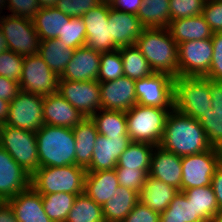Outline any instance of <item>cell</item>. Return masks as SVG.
Masks as SVG:
<instances>
[{
	"mask_svg": "<svg viewBox=\"0 0 222 222\" xmlns=\"http://www.w3.org/2000/svg\"><path fill=\"white\" fill-rule=\"evenodd\" d=\"M119 186L115 169L86 172L84 193L101 206L115 195Z\"/></svg>",
	"mask_w": 222,
	"mask_h": 222,
	"instance_id": "cb8c5ba5",
	"label": "cell"
},
{
	"mask_svg": "<svg viewBox=\"0 0 222 222\" xmlns=\"http://www.w3.org/2000/svg\"><path fill=\"white\" fill-rule=\"evenodd\" d=\"M40 167H61L75 164V138L67 127L44 124L36 131Z\"/></svg>",
	"mask_w": 222,
	"mask_h": 222,
	"instance_id": "3957f363",
	"label": "cell"
},
{
	"mask_svg": "<svg viewBox=\"0 0 222 222\" xmlns=\"http://www.w3.org/2000/svg\"><path fill=\"white\" fill-rule=\"evenodd\" d=\"M139 202V194L131 189L119 186L115 195L102 206L105 222H122Z\"/></svg>",
	"mask_w": 222,
	"mask_h": 222,
	"instance_id": "83f0119b",
	"label": "cell"
},
{
	"mask_svg": "<svg viewBox=\"0 0 222 222\" xmlns=\"http://www.w3.org/2000/svg\"><path fill=\"white\" fill-rule=\"evenodd\" d=\"M154 147L149 143L131 142L120 155L115 168L150 170Z\"/></svg>",
	"mask_w": 222,
	"mask_h": 222,
	"instance_id": "836d02e7",
	"label": "cell"
},
{
	"mask_svg": "<svg viewBox=\"0 0 222 222\" xmlns=\"http://www.w3.org/2000/svg\"><path fill=\"white\" fill-rule=\"evenodd\" d=\"M72 130L76 142L75 165L87 169L92 160L98 130L91 117L82 119Z\"/></svg>",
	"mask_w": 222,
	"mask_h": 222,
	"instance_id": "d4e9b609",
	"label": "cell"
},
{
	"mask_svg": "<svg viewBox=\"0 0 222 222\" xmlns=\"http://www.w3.org/2000/svg\"><path fill=\"white\" fill-rule=\"evenodd\" d=\"M160 222H203L182 191L174 196L168 208L160 214Z\"/></svg>",
	"mask_w": 222,
	"mask_h": 222,
	"instance_id": "8d00e7d4",
	"label": "cell"
},
{
	"mask_svg": "<svg viewBox=\"0 0 222 222\" xmlns=\"http://www.w3.org/2000/svg\"><path fill=\"white\" fill-rule=\"evenodd\" d=\"M122 222H160V213L139 201Z\"/></svg>",
	"mask_w": 222,
	"mask_h": 222,
	"instance_id": "681fc988",
	"label": "cell"
},
{
	"mask_svg": "<svg viewBox=\"0 0 222 222\" xmlns=\"http://www.w3.org/2000/svg\"><path fill=\"white\" fill-rule=\"evenodd\" d=\"M213 56L211 38L178 44V76L205 77Z\"/></svg>",
	"mask_w": 222,
	"mask_h": 222,
	"instance_id": "5bb4252c",
	"label": "cell"
},
{
	"mask_svg": "<svg viewBox=\"0 0 222 222\" xmlns=\"http://www.w3.org/2000/svg\"><path fill=\"white\" fill-rule=\"evenodd\" d=\"M182 192L203 222H210L219 213L218 203L211 185L186 189Z\"/></svg>",
	"mask_w": 222,
	"mask_h": 222,
	"instance_id": "f546056e",
	"label": "cell"
},
{
	"mask_svg": "<svg viewBox=\"0 0 222 222\" xmlns=\"http://www.w3.org/2000/svg\"><path fill=\"white\" fill-rule=\"evenodd\" d=\"M209 91L211 95V108L214 111H222V81L209 79Z\"/></svg>",
	"mask_w": 222,
	"mask_h": 222,
	"instance_id": "816d5d0a",
	"label": "cell"
},
{
	"mask_svg": "<svg viewBox=\"0 0 222 222\" xmlns=\"http://www.w3.org/2000/svg\"><path fill=\"white\" fill-rule=\"evenodd\" d=\"M57 39L71 49L83 47L86 42V27L82 17H71Z\"/></svg>",
	"mask_w": 222,
	"mask_h": 222,
	"instance_id": "ab89813d",
	"label": "cell"
},
{
	"mask_svg": "<svg viewBox=\"0 0 222 222\" xmlns=\"http://www.w3.org/2000/svg\"><path fill=\"white\" fill-rule=\"evenodd\" d=\"M143 0H114L111 8L120 12L137 14Z\"/></svg>",
	"mask_w": 222,
	"mask_h": 222,
	"instance_id": "f5cc1de1",
	"label": "cell"
},
{
	"mask_svg": "<svg viewBox=\"0 0 222 222\" xmlns=\"http://www.w3.org/2000/svg\"><path fill=\"white\" fill-rule=\"evenodd\" d=\"M99 111L93 114L91 119L94 121L100 135L107 138L128 135L125 112L105 109Z\"/></svg>",
	"mask_w": 222,
	"mask_h": 222,
	"instance_id": "d6a6232c",
	"label": "cell"
},
{
	"mask_svg": "<svg viewBox=\"0 0 222 222\" xmlns=\"http://www.w3.org/2000/svg\"><path fill=\"white\" fill-rule=\"evenodd\" d=\"M211 40L213 56L209 72L205 77L213 81H222V32H214Z\"/></svg>",
	"mask_w": 222,
	"mask_h": 222,
	"instance_id": "bcb514c9",
	"label": "cell"
},
{
	"mask_svg": "<svg viewBox=\"0 0 222 222\" xmlns=\"http://www.w3.org/2000/svg\"><path fill=\"white\" fill-rule=\"evenodd\" d=\"M137 104L173 108L174 77L156 73L135 81Z\"/></svg>",
	"mask_w": 222,
	"mask_h": 222,
	"instance_id": "4fadbf2b",
	"label": "cell"
},
{
	"mask_svg": "<svg viewBox=\"0 0 222 222\" xmlns=\"http://www.w3.org/2000/svg\"><path fill=\"white\" fill-rule=\"evenodd\" d=\"M168 30L177 44L187 41L209 39L214 33L202 14L172 20L168 26Z\"/></svg>",
	"mask_w": 222,
	"mask_h": 222,
	"instance_id": "4316f807",
	"label": "cell"
},
{
	"mask_svg": "<svg viewBox=\"0 0 222 222\" xmlns=\"http://www.w3.org/2000/svg\"><path fill=\"white\" fill-rule=\"evenodd\" d=\"M150 170L115 168L119 185L140 193Z\"/></svg>",
	"mask_w": 222,
	"mask_h": 222,
	"instance_id": "ee69618b",
	"label": "cell"
},
{
	"mask_svg": "<svg viewBox=\"0 0 222 222\" xmlns=\"http://www.w3.org/2000/svg\"><path fill=\"white\" fill-rule=\"evenodd\" d=\"M76 196L66 192L41 195L46 215L53 222H65Z\"/></svg>",
	"mask_w": 222,
	"mask_h": 222,
	"instance_id": "74e56055",
	"label": "cell"
},
{
	"mask_svg": "<svg viewBox=\"0 0 222 222\" xmlns=\"http://www.w3.org/2000/svg\"><path fill=\"white\" fill-rule=\"evenodd\" d=\"M178 189L148 175L139 193V201L158 213L164 212Z\"/></svg>",
	"mask_w": 222,
	"mask_h": 222,
	"instance_id": "484cf974",
	"label": "cell"
},
{
	"mask_svg": "<svg viewBox=\"0 0 222 222\" xmlns=\"http://www.w3.org/2000/svg\"><path fill=\"white\" fill-rule=\"evenodd\" d=\"M182 157L156 145L151 156L149 175L182 191Z\"/></svg>",
	"mask_w": 222,
	"mask_h": 222,
	"instance_id": "ffe728a7",
	"label": "cell"
},
{
	"mask_svg": "<svg viewBox=\"0 0 222 222\" xmlns=\"http://www.w3.org/2000/svg\"><path fill=\"white\" fill-rule=\"evenodd\" d=\"M44 124L73 128L85 117L59 93L43 97Z\"/></svg>",
	"mask_w": 222,
	"mask_h": 222,
	"instance_id": "7402d4cb",
	"label": "cell"
},
{
	"mask_svg": "<svg viewBox=\"0 0 222 222\" xmlns=\"http://www.w3.org/2000/svg\"><path fill=\"white\" fill-rule=\"evenodd\" d=\"M10 102L0 99V125H4L9 112Z\"/></svg>",
	"mask_w": 222,
	"mask_h": 222,
	"instance_id": "9f6ffc18",
	"label": "cell"
},
{
	"mask_svg": "<svg viewBox=\"0 0 222 222\" xmlns=\"http://www.w3.org/2000/svg\"><path fill=\"white\" fill-rule=\"evenodd\" d=\"M6 202L18 222H53L43 209L41 194L32 186Z\"/></svg>",
	"mask_w": 222,
	"mask_h": 222,
	"instance_id": "603a6c76",
	"label": "cell"
},
{
	"mask_svg": "<svg viewBox=\"0 0 222 222\" xmlns=\"http://www.w3.org/2000/svg\"><path fill=\"white\" fill-rule=\"evenodd\" d=\"M84 117H91L102 109L98 80L85 82L59 79L58 92Z\"/></svg>",
	"mask_w": 222,
	"mask_h": 222,
	"instance_id": "7c38bea8",
	"label": "cell"
},
{
	"mask_svg": "<svg viewBox=\"0 0 222 222\" xmlns=\"http://www.w3.org/2000/svg\"><path fill=\"white\" fill-rule=\"evenodd\" d=\"M86 169L77 165L40 167L31 176V186L41 195L84 192Z\"/></svg>",
	"mask_w": 222,
	"mask_h": 222,
	"instance_id": "277c9868",
	"label": "cell"
},
{
	"mask_svg": "<svg viewBox=\"0 0 222 222\" xmlns=\"http://www.w3.org/2000/svg\"><path fill=\"white\" fill-rule=\"evenodd\" d=\"M10 15L33 19L41 8L38 0H6Z\"/></svg>",
	"mask_w": 222,
	"mask_h": 222,
	"instance_id": "c3c4849f",
	"label": "cell"
},
{
	"mask_svg": "<svg viewBox=\"0 0 222 222\" xmlns=\"http://www.w3.org/2000/svg\"><path fill=\"white\" fill-rule=\"evenodd\" d=\"M108 24H110V42L119 49L135 45L145 27L132 13L120 12L110 7Z\"/></svg>",
	"mask_w": 222,
	"mask_h": 222,
	"instance_id": "44dd1931",
	"label": "cell"
},
{
	"mask_svg": "<svg viewBox=\"0 0 222 222\" xmlns=\"http://www.w3.org/2000/svg\"><path fill=\"white\" fill-rule=\"evenodd\" d=\"M120 51L125 77L136 81L154 73L148 61L135 45L123 46Z\"/></svg>",
	"mask_w": 222,
	"mask_h": 222,
	"instance_id": "e575fe53",
	"label": "cell"
},
{
	"mask_svg": "<svg viewBox=\"0 0 222 222\" xmlns=\"http://www.w3.org/2000/svg\"><path fill=\"white\" fill-rule=\"evenodd\" d=\"M0 222H18L7 202L0 203Z\"/></svg>",
	"mask_w": 222,
	"mask_h": 222,
	"instance_id": "11a10c76",
	"label": "cell"
},
{
	"mask_svg": "<svg viewBox=\"0 0 222 222\" xmlns=\"http://www.w3.org/2000/svg\"><path fill=\"white\" fill-rule=\"evenodd\" d=\"M43 96L20 90L10 101L6 125L36 132L44 125Z\"/></svg>",
	"mask_w": 222,
	"mask_h": 222,
	"instance_id": "8fae6325",
	"label": "cell"
},
{
	"mask_svg": "<svg viewBox=\"0 0 222 222\" xmlns=\"http://www.w3.org/2000/svg\"><path fill=\"white\" fill-rule=\"evenodd\" d=\"M19 91V82L0 76V99L10 102Z\"/></svg>",
	"mask_w": 222,
	"mask_h": 222,
	"instance_id": "f907efd6",
	"label": "cell"
},
{
	"mask_svg": "<svg viewBox=\"0 0 222 222\" xmlns=\"http://www.w3.org/2000/svg\"><path fill=\"white\" fill-rule=\"evenodd\" d=\"M130 143L129 135L107 138L99 134L94 145L90 166L86 171L97 172L115 169L120 155Z\"/></svg>",
	"mask_w": 222,
	"mask_h": 222,
	"instance_id": "ac0fdd59",
	"label": "cell"
},
{
	"mask_svg": "<svg viewBox=\"0 0 222 222\" xmlns=\"http://www.w3.org/2000/svg\"><path fill=\"white\" fill-rule=\"evenodd\" d=\"M58 82L59 76L39 54L24 57L20 90L43 97L49 96L58 92Z\"/></svg>",
	"mask_w": 222,
	"mask_h": 222,
	"instance_id": "30bf717a",
	"label": "cell"
},
{
	"mask_svg": "<svg viewBox=\"0 0 222 222\" xmlns=\"http://www.w3.org/2000/svg\"><path fill=\"white\" fill-rule=\"evenodd\" d=\"M172 109L136 104L127 110L125 114L130 141L159 145L166 118Z\"/></svg>",
	"mask_w": 222,
	"mask_h": 222,
	"instance_id": "5b68a950",
	"label": "cell"
},
{
	"mask_svg": "<svg viewBox=\"0 0 222 222\" xmlns=\"http://www.w3.org/2000/svg\"><path fill=\"white\" fill-rule=\"evenodd\" d=\"M209 78L178 76L174 78L173 108L180 113L199 119L211 109Z\"/></svg>",
	"mask_w": 222,
	"mask_h": 222,
	"instance_id": "8992f818",
	"label": "cell"
},
{
	"mask_svg": "<svg viewBox=\"0 0 222 222\" xmlns=\"http://www.w3.org/2000/svg\"><path fill=\"white\" fill-rule=\"evenodd\" d=\"M73 52L74 49L69 48L61 40L54 38L41 40L38 54L50 69L60 76L72 59Z\"/></svg>",
	"mask_w": 222,
	"mask_h": 222,
	"instance_id": "4dcf8cb0",
	"label": "cell"
},
{
	"mask_svg": "<svg viewBox=\"0 0 222 222\" xmlns=\"http://www.w3.org/2000/svg\"><path fill=\"white\" fill-rule=\"evenodd\" d=\"M6 6H7L6 0H0V10L4 9Z\"/></svg>",
	"mask_w": 222,
	"mask_h": 222,
	"instance_id": "94428289",
	"label": "cell"
},
{
	"mask_svg": "<svg viewBox=\"0 0 222 222\" xmlns=\"http://www.w3.org/2000/svg\"><path fill=\"white\" fill-rule=\"evenodd\" d=\"M65 222H105L102 206L83 192L76 196Z\"/></svg>",
	"mask_w": 222,
	"mask_h": 222,
	"instance_id": "d590c367",
	"label": "cell"
},
{
	"mask_svg": "<svg viewBox=\"0 0 222 222\" xmlns=\"http://www.w3.org/2000/svg\"><path fill=\"white\" fill-rule=\"evenodd\" d=\"M211 186L216 196L219 212H221L222 211V162L214 172Z\"/></svg>",
	"mask_w": 222,
	"mask_h": 222,
	"instance_id": "db71d44e",
	"label": "cell"
},
{
	"mask_svg": "<svg viewBox=\"0 0 222 222\" xmlns=\"http://www.w3.org/2000/svg\"><path fill=\"white\" fill-rule=\"evenodd\" d=\"M202 15L213 32H222V0H206Z\"/></svg>",
	"mask_w": 222,
	"mask_h": 222,
	"instance_id": "7dc6e473",
	"label": "cell"
},
{
	"mask_svg": "<svg viewBox=\"0 0 222 222\" xmlns=\"http://www.w3.org/2000/svg\"><path fill=\"white\" fill-rule=\"evenodd\" d=\"M101 53L85 46L74 49L72 59L59 79L72 81L98 80Z\"/></svg>",
	"mask_w": 222,
	"mask_h": 222,
	"instance_id": "d6986e66",
	"label": "cell"
},
{
	"mask_svg": "<svg viewBox=\"0 0 222 222\" xmlns=\"http://www.w3.org/2000/svg\"><path fill=\"white\" fill-rule=\"evenodd\" d=\"M222 162V149H211L188 156H183L182 191L195 187L209 186L216 168Z\"/></svg>",
	"mask_w": 222,
	"mask_h": 222,
	"instance_id": "9c48e42d",
	"label": "cell"
},
{
	"mask_svg": "<svg viewBox=\"0 0 222 222\" xmlns=\"http://www.w3.org/2000/svg\"><path fill=\"white\" fill-rule=\"evenodd\" d=\"M102 109L126 112L137 104L135 81L129 77L99 82Z\"/></svg>",
	"mask_w": 222,
	"mask_h": 222,
	"instance_id": "e0dca14e",
	"label": "cell"
},
{
	"mask_svg": "<svg viewBox=\"0 0 222 222\" xmlns=\"http://www.w3.org/2000/svg\"><path fill=\"white\" fill-rule=\"evenodd\" d=\"M30 186L31 175L0 146V201L6 202Z\"/></svg>",
	"mask_w": 222,
	"mask_h": 222,
	"instance_id": "2e32d148",
	"label": "cell"
},
{
	"mask_svg": "<svg viewBox=\"0 0 222 222\" xmlns=\"http://www.w3.org/2000/svg\"><path fill=\"white\" fill-rule=\"evenodd\" d=\"M58 0H38V3L41 8L45 7H54Z\"/></svg>",
	"mask_w": 222,
	"mask_h": 222,
	"instance_id": "680465c9",
	"label": "cell"
},
{
	"mask_svg": "<svg viewBox=\"0 0 222 222\" xmlns=\"http://www.w3.org/2000/svg\"><path fill=\"white\" fill-rule=\"evenodd\" d=\"M0 28L6 38L8 50L23 57L39 53L41 40L31 19L3 15L0 17Z\"/></svg>",
	"mask_w": 222,
	"mask_h": 222,
	"instance_id": "ba28073f",
	"label": "cell"
},
{
	"mask_svg": "<svg viewBox=\"0 0 222 222\" xmlns=\"http://www.w3.org/2000/svg\"><path fill=\"white\" fill-rule=\"evenodd\" d=\"M135 46L154 72L178 77V44L168 28H145Z\"/></svg>",
	"mask_w": 222,
	"mask_h": 222,
	"instance_id": "7a4b0ae2",
	"label": "cell"
},
{
	"mask_svg": "<svg viewBox=\"0 0 222 222\" xmlns=\"http://www.w3.org/2000/svg\"><path fill=\"white\" fill-rule=\"evenodd\" d=\"M8 50V46L6 43V38L2 33V30L0 28V54L7 51Z\"/></svg>",
	"mask_w": 222,
	"mask_h": 222,
	"instance_id": "6f0895ef",
	"label": "cell"
},
{
	"mask_svg": "<svg viewBox=\"0 0 222 222\" xmlns=\"http://www.w3.org/2000/svg\"><path fill=\"white\" fill-rule=\"evenodd\" d=\"M159 145L180 157L199 154L212 148L199 121L174 108L166 118Z\"/></svg>",
	"mask_w": 222,
	"mask_h": 222,
	"instance_id": "6da1fadb",
	"label": "cell"
},
{
	"mask_svg": "<svg viewBox=\"0 0 222 222\" xmlns=\"http://www.w3.org/2000/svg\"><path fill=\"white\" fill-rule=\"evenodd\" d=\"M0 146L31 176L40 168L36 132L1 125Z\"/></svg>",
	"mask_w": 222,
	"mask_h": 222,
	"instance_id": "52a82bcc",
	"label": "cell"
},
{
	"mask_svg": "<svg viewBox=\"0 0 222 222\" xmlns=\"http://www.w3.org/2000/svg\"><path fill=\"white\" fill-rule=\"evenodd\" d=\"M24 57L7 50L0 54V76L19 82Z\"/></svg>",
	"mask_w": 222,
	"mask_h": 222,
	"instance_id": "7bdbcfd3",
	"label": "cell"
},
{
	"mask_svg": "<svg viewBox=\"0 0 222 222\" xmlns=\"http://www.w3.org/2000/svg\"><path fill=\"white\" fill-rule=\"evenodd\" d=\"M169 0H143L136 16L145 28H168L170 19Z\"/></svg>",
	"mask_w": 222,
	"mask_h": 222,
	"instance_id": "1f68e13d",
	"label": "cell"
},
{
	"mask_svg": "<svg viewBox=\"0 0 222 222\" xmlns=\"http://www.w3.org/2000/svg\"><path fill=\"white\" fill-rule=\"evenodd\" d=\"M170 19L199 16L203 13L206 0H169Z\"/></svg>",
	"mask_w": 222,
	"mask_h": 222,
	"instance_id": "b9f144b4",
	"label": "cell"
},
{
	"mask_svg": "<svg viewBox=\"0 0 222 222\" xmlns=\"http://www.w3.org/2000/svg\"><path fill=\"white\" fill-rule=\"evenodd\" d=\"M70 18L55 7H45L39 9L32 21L40 40H47L61 35L64 25Z\"/></svg>",
	"mask_w": 222,
	"mask_h": 222,
	"instance_id": "f1b7e54d",
	"label": "cell"
},
{
	"mask_svg": "<svg viewBox=\"0 0 222 222\" xmlns=\"http://www.w3.org/2000/svg\"><path fill=\"white\" fill-rule=\"evenodd\" d=\"M210 222H222V211L219 212L215 218H213Z\"/></svg>",
	"mask_w": 222,
	"mask_h": 222,
	"instance_id": "91938a15",
	"label": "cell"
},
{
	"mask_svg": "<svg viewBox=\"0 0 222 222\" xmlns=\"http://www.w3.org/2000/svg\"><path fill=\"white\" fill-rule=\"evenodd\" d=\"M124 76L123 62L120 51L101 53L98 74L99 82L116 80Z\"/></svg>",
	"mask_w": 222,
	"mask_h": 222,
	"instance_id": "f35d334b",
	"label": "cell"
},
{
	"mask_svg": "<svg viewBox=\"0 0 222 222\" xmlns=\"http://www.w3.org/2000/svg\"><path fill=\"white\" fill-rule=\"evenodd\" d=\"M99 1H100V3H105V4L111 5L114 0H99Z\"/></svg>",
	"mask_w": 222,
	"mask_h": 222,
	"instance_id": "6125c7cd",
	"label": "cell"
},
{
	"mask_svg": "<svg viewBox=\"0 0 222 222\" xmlns=\"http://www.w3.org/2000/svg\"><path fill=\"white\" fill-rule=\"evenodd\" d=\"M98 4L99 0H58L54 7L70 17H82Z\"/></svg>",
	"mask_w": 222,
	"mask_h": 222,
	"instance_id": "f6af8a7d",
	"label": "cell"
},
{
	"mask_svg": "<svg viewBox=\"0 0 222 222\" xmlns=\"http://www.w3.org/2000/svg\"><path fill=\"white\" fill-rule=\"evenodd\" d=\"M198 121L204 129L211 146L222 149V111H214L211 108Z\"/></svg>",
	"mask_w": 222,
	"mask_h": 222,
	"instance_id": "60d3db41",
	"label": "cell"
},
{
	"mask_svg": "<svg viewBox=\"0 0 222 222\" xmlns=\"http://www.w3.org/2000/svg\"><path fill=\"white\" fill-rule=\"evenodd\" d=\"M110 7V4L100 3L82 16L86 27L85 47L100 53L117 50L110 42Z\"/></svg>",
	"mask_w": 222,
	"mask_h": 222,
	"instance_id": "9a60e30c",
	"label": "cell"
}]
</instances>
